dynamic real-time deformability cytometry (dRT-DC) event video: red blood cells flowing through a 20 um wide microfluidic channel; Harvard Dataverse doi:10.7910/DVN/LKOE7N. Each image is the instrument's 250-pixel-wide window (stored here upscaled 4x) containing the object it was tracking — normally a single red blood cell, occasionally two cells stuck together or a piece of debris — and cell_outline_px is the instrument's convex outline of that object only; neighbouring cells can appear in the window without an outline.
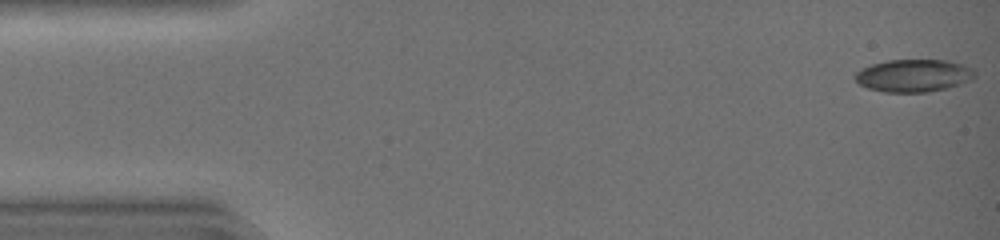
{"species": "common noctule bat (a hibernating species)", "species_latin": "Nyctalus noctula", "temperature_condition": "warm", "stored_images_in_passage": 44, "camera_frame_rate_fps": 3000, "um_per_image_px": 0.085, "animal": {"sex": "female", "body_mass_g": 19.0, "forearm_length_mm": 51.5}, "frame": {"image": 1, "passage_image": 1, "time_ms": 0.0, "image_size_px": [1000, 240], "cell_outline_px": [[976, 76], [972, 80], [948, 88], [928, 92], [884, 92], [868, 88], [860, 84], [852, 76], [856, 72], [872, 64], [888, 60], [948, 60], [964, 64], [972, 68], [976, 72]], "centroid_in_image_um": [77.7, 6.42], "position_along_channel_um": 7.3, "area_um2": 22.89}}
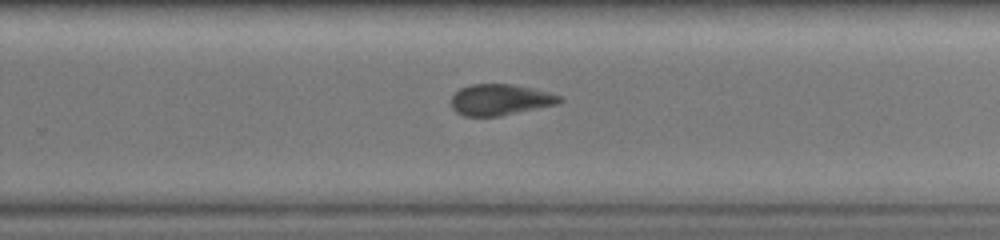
{"frame": {"image": 2, "passage_image": 29, "time_ms": 9.333, "image_size_px": [1000, 240], "cell_outline_px": [[564, 100], [556, 104], [500, 116], [464, 116], [456, 112], [452, 108], [452, 96], [460, 88], [472, 84], [512, 84], [532, 88], [564, 96]], "centroid_in_image_um": [42.53, 8.47], "position_along_channel_um": 287.3, "area_um2": 19.59}}
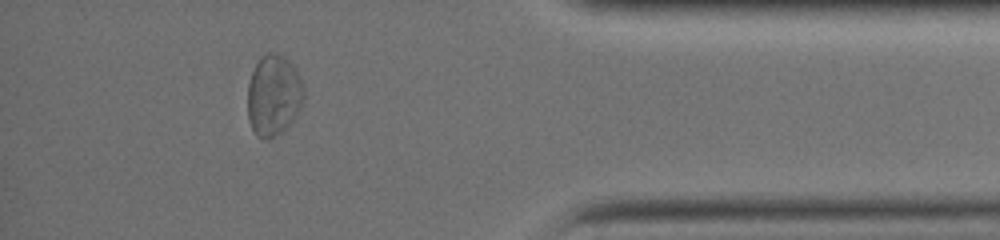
{"frame": {"image": 3, "passage_image": 39, "time_ms": 12.667, "image_size_px": [1000, 240], "cell_outline_px": [[304, 100], [296, 116], [276, 136], [268, 140], [264, 140], [256, 136], [248, 120], [248, 84], [252, 72], [260, 56], [268, 52], [276, 52], [284, 56], [292, 64], [304, 88]], "centroid_in_image_um": [23.24, 8.1], "position_along_channel_um": 412.0, "area_um2": 26.59}, "authors_computed_cell_mechanics": {"area_um2": 21.2993, "velocity_mm_per_s": 4.3971, "shape_relaxation_time_tau1_ms": 4.8476, "shape_relaxation_time_tau2_ms": 2.6552, "deformation_change_tau1": 0.159, "deformation_change_tau2": 0.0904}}